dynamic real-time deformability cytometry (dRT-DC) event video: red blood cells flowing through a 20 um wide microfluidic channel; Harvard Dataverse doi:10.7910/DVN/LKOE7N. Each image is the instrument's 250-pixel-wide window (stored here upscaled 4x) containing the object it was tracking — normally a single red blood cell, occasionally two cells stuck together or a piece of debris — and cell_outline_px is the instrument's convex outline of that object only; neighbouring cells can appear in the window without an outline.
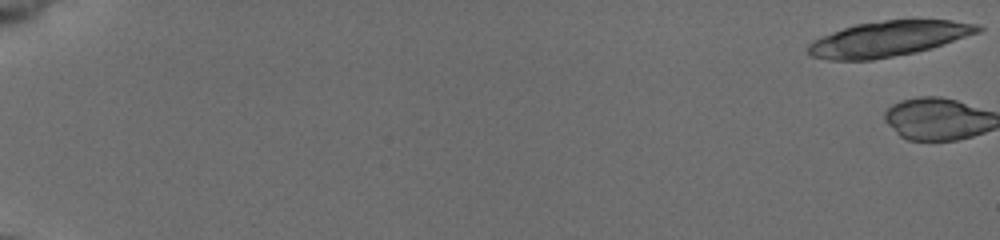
{"species": "common noctule bat (a hibernating species)", "species_latin": "Nyctalus noctula", "temperature_condition": "cold", "stored_images_in_passage": 2, "camera_frame_rate_fps": 3000, "um_per_image_px": 0.085, "animal": {"sex": "female", "body_mass_g": 19.5, "forearm_length_mm": 54.1}, "frame": {"image": 1, "passage_image": 1, "time_ms": 0.0, "image_size_px": [1000, 240], "cell_outline_px": [[984, 28], [980, 32], [916, 52], [872, 60], [828, 60], [812, 56], [808, 52], [808, 44], [824, 36], [844, 28], [856, 24], [884, 20], [948, 20], [976, 24]], "centroid_in_image_um": [75.53, 3.3], "position_along_channel_um": 9.5, "area_um2": 34.28}}